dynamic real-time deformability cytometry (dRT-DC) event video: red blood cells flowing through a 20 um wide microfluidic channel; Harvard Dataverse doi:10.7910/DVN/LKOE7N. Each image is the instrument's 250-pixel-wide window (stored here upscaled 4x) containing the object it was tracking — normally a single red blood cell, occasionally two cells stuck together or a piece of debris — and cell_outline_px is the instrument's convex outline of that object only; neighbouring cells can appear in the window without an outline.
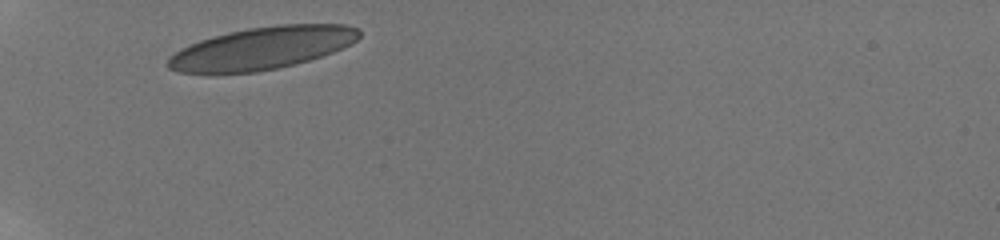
{"species": "human", "species_latin": "Homo sapiens", "temperature_condition": "room temperature", "stored_images_in_passage": 4, "camera_frame_rate_fps": 3000, "um_per_image_px": 0.085, "donor": {"sex": "male"}, "frame": {"image": 1, "passage_image": 1, "time_ms": 0.0, "image_size_px": [1000, 240], "cell_outline_px": [[360, 36], [352, 44], [332, 52], [296, 64], [280, 68], [256, 72], [176, 72], [168, 68], [164, 64], [176, 52], [200, 40], [212, 36], [228, 32], [248, 28], [280, 24], [348, 24], [360, 28]], "centroid_in_image_um": [22.34, 4.08], "position_along_channel_um": 62.7, "area_um2": 47.05}}
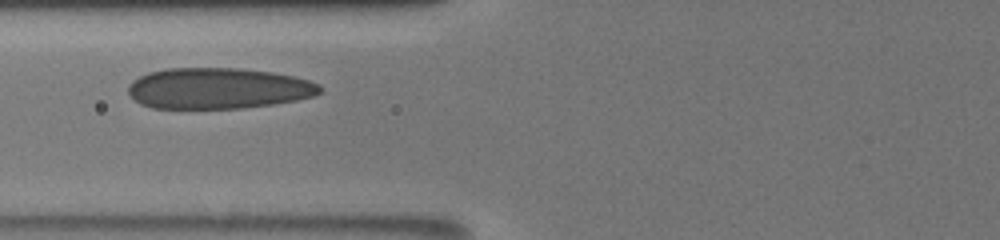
{"frame": {"image": 2, "passage_image": 3, "time_ms": 1.667, "image_size_px": [1000, 240], "cell_outline_px": [[320, 92], [312, 96], [296, 100], [272, 104], [244, 108], [152, 108], [140, 104], [128, 92], [128, 84], [132, 80], [148, 72], [164, 68], [240, 68], [272, 72], [292, 76], [308, 80], [320, 84]], "centroid_in_image_um": [18.51, 7.5], "position_along_channel_um": 107.3, "area_um2": 45.78}}